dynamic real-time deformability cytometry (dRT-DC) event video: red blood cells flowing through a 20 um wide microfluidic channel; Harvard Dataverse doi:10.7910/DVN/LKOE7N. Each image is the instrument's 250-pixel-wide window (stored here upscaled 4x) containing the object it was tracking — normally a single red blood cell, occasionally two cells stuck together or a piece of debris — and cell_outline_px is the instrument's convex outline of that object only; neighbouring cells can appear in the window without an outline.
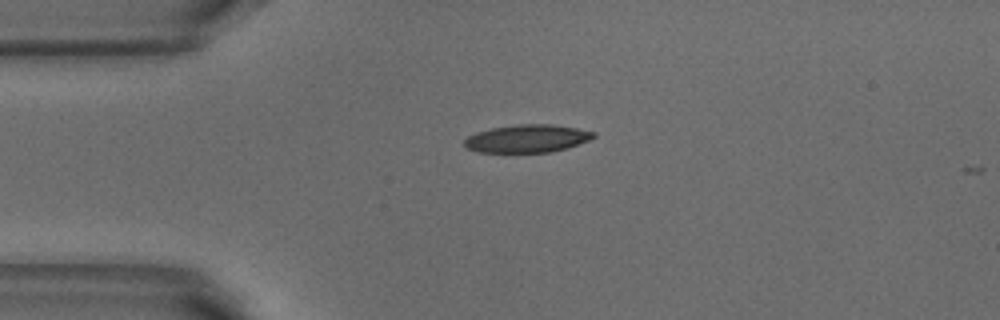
{"species": "common noctule bat (a hibernating species)", "species_latin": "Nyctalus noctula", "temperature_condition": "warm", "stored_images_in_passage": 3, "camera_frame_rate_fps": 3000, "um_per_image_px": 0.085, "animal": {"sex": "male", "body_mass_g": 18.8}, "frame": {"image": 1, "passage_image": 3, "time_ms": 0.667, "image_size_px": [1000, 320], "cell_outline_px": [[596, 136], [588, 140], [568, 148], [552, 152], [476, 152], [464, 148], [464, 140], [468, 136], [476, 132], [492, 128], [516, 124], [552, 124], [576, 128], [596, 132]], "centroid_in_image_um": [44.79, 11.78], "position_along_channel_um": 40.2, "area_um2": 21.1}}